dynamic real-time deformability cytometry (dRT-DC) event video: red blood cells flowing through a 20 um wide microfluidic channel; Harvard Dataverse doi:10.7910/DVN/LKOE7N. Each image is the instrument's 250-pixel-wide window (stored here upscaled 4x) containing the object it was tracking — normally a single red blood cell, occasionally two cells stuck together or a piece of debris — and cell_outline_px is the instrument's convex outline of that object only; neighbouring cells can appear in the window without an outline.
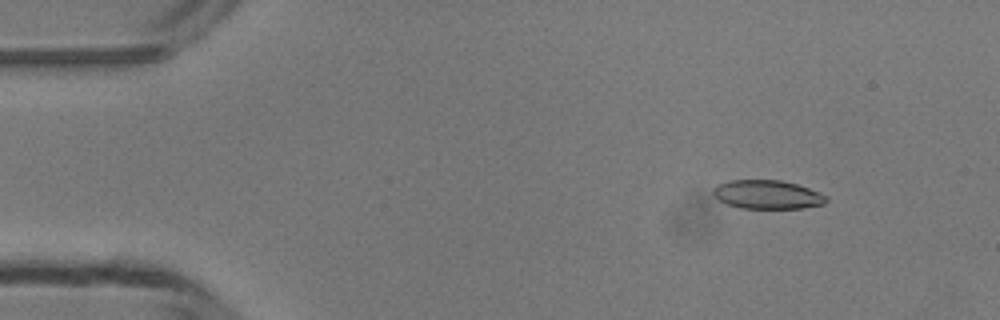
{"species": "common noctule bat (a hibernating species)", "species_latin": "Nyctalus noctula", "temperature_condition": "room temperature", "stored_images_in_passage": 49, "camera_frame_rate_fps": 3000, "um_per_image_px": 0.085, "animal": {"sex": "male", "body_mass_g": 13.3}, "frame": {"image": 1, "passage_image": 6, "time_ms": 1.667, "image_size_px": [1000, 320], "cell_outline_px": [[828, 200], [824, 204], [800, 208], [740, 208], [728, 204], [712, 196], [712, 188], [716, 184], [728, 180], [780, 180], [796, 184], [808, 188], [828, 196]], "centroid_in_image_um": [65.18, 16.53], "position_along_channel_um": 19.8, "area_um2": 19.02}}
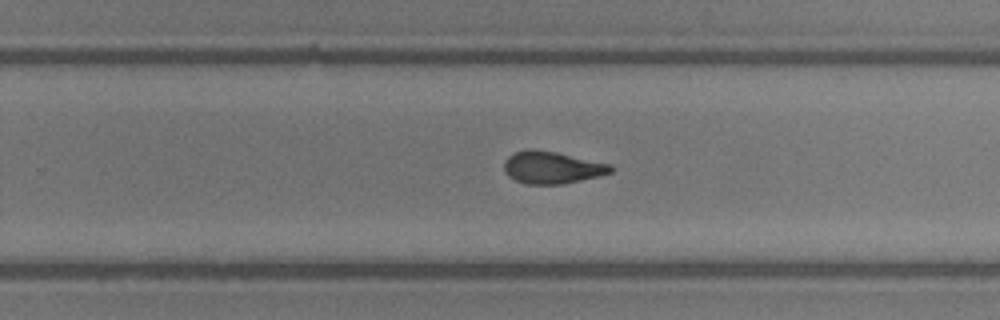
{"frame": {"image": 2, "passage_image": 31, "time_ms": 10.0, "image_size_px": [1000, 320], "cell_outline_px": [[612, 172], [564, 184], [524, 184], [508, 176], [504, 172], [504, 164], [508, 156], [516, 152], [528, 148], [532, 148], [556, 152], [612, 164]], "centroid_in_image_um": [46.89, 14.23], "position_along_channel_um": 282.9, "area_um2": 20.0}}
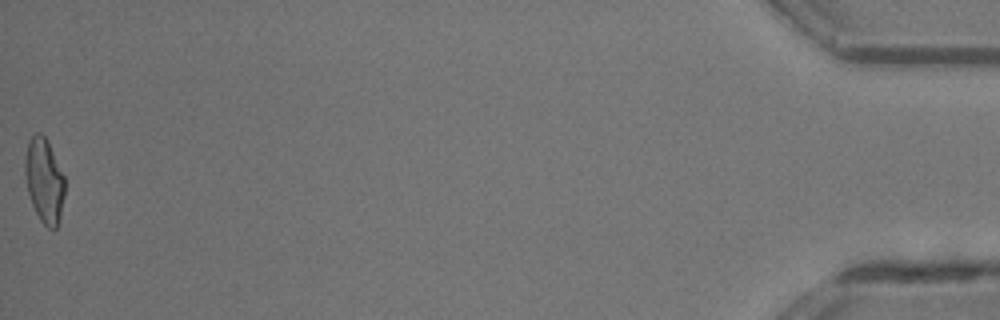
{"frame": {"image": 3, "passage_image": 49, "time_ms": 16.0, "image_size_px": [1000, 320], "cell_outline_px": [[64, 196], [60, 220], [56, 228], [48, 228], [40, 220], [32, 204], [28, 192], [24, 172], [24, 160], [28, 140], [36, 132], [40, 132], [48, 140], [64, 176]], "centroid_in_image_um": [3.75, 15.32], "position_along_channel_um": 431.4, "area_um2": 19.71}, "authors_computed_cell_mechanics": {"area_um2": 19.9988, "velocity_mm_per_s": 4.2198, "shape_relaxation_time_tau1_ms": 7.5365, "shape_relaxation_time_tau2_ms": 2.0499, "deformation_change_tau1": 0.1987, "deformation_change_tau2": 0.0885}}